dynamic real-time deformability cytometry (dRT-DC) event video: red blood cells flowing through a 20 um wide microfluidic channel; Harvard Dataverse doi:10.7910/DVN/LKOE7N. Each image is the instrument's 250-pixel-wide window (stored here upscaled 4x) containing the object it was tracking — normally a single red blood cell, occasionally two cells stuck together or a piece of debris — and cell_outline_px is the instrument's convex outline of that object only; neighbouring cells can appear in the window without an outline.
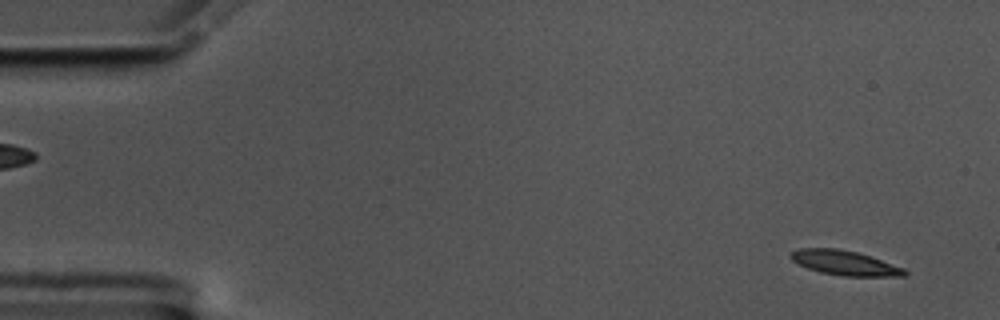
{"species": "common noctule bat (a hibernating species)", "species_latin": "Nyctalus noctula", "temperature_condition": "cold", "stored_images_in_passage": 57, "camera_frame_rate_fps": 3000, "um_per_image_px": 0.085, "animal": {"sex": "male", "body_mass_g": 17.5, "forearm_length_mm": 52.3}, "frame": {"image": 1, "passage_image": 3, "time_ms": 0.667, "image_size_px": [1000, 320], "cell_outline_px": [[908, 272], [904, 276], [840, 276], [820, 272], [808, 268], [792, 260], [788, 256], [792, 252], [800, 248], [840, 248], [872, 256], [904, 268]], "centroid_in_image_um": [71.82, 22.34], "position_along_channel_um": 13.2, "area_um2": 16.42}}
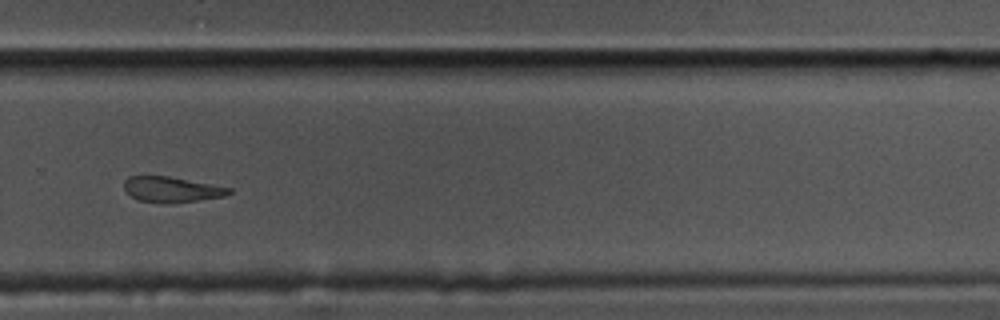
{"frame": {"image": 2, "passage_image": 39, "time_ms": 12.667, "image_size_px": [1000, 320], "cell_outline_px": [[232, 192], [224, 196], [172, 204], [160, 204], [140, 200], [132, 196], [124, 188], [124, 180], [128, 176], [168, 176], [232, 188]], "centroid_in_image_um": [14.58, 16.11], "position_along_channel_um": 315.2, "area_um2": 15.61}}
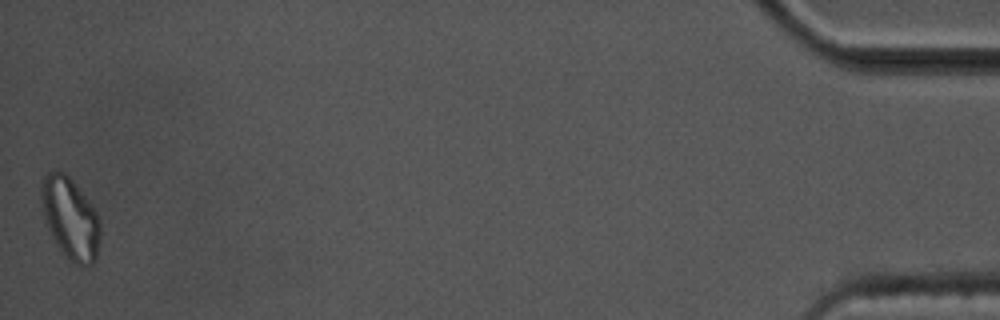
{"frame": {"image": 3, "passage_image": 57, "time_ms": 18.667, "image_size_px": [1000, 320], "cell_outline_px": [[100, 240], [96, 260], [88, 268], [76, 264], [68, 260], [44, 224], [40, 200], [40, 180], [48, 172], [64, 172], [72, 180], [88, 200], [100, 216]], "centroid_in_image_um": [5.96, 18.58], "position_along_channel_um": 429.2, "area_um2": 28.55}, "authors_computed_cell_mechanics": {"area_um2": 17.051, "velocity_mm_per_s": 3.4752, "shape_relaxation_time_tau1_ms": 6.497, "shape_relaxation_time_tau2_ms": null, "deformation_change_tau1": 0.2262, "deformation_change_tau2": null}}